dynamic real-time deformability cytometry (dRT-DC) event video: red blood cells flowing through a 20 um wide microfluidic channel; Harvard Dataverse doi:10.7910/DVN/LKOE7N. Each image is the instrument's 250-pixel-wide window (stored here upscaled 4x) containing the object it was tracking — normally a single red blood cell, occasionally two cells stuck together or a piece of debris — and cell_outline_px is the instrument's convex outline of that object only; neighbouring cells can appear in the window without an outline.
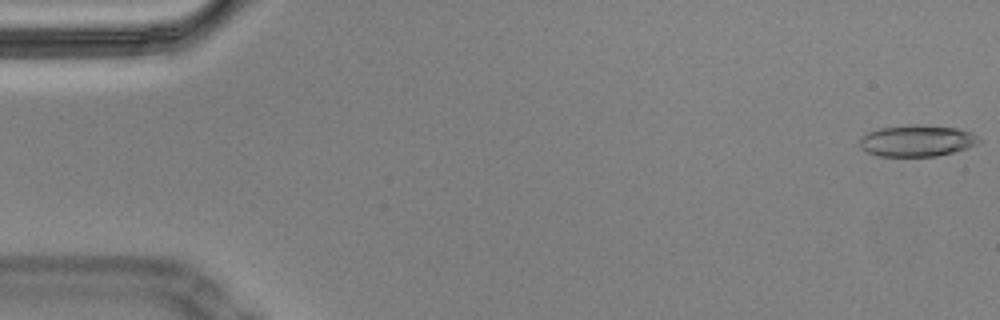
{"species": "Egyptian fruit bat (a non-hibernating species)", "species_latin": "Rousettus aegyptiacus", "temperature_condition": "cold", "stored_images_in_passage": 58, "camera_frame_rate_fps": 3000, "um_per_image_px": 0.085, "animal": {"sex": "male"}, "frame": {"image": 1, "passage_image": 1, "time_ms": 0.0, "image_size_px": [1000, 320], "cell_outline_px": [[980, 140], [976, 144], [968, 148], [936, 156], [880, 156], [868, 152], [860, 148], [860, 136], [868, 132], [880, 128], [908, 124], [912, 124], [956, 128], [972, 132]], "centroid_in_image_um": [77.91, 11.96], "position_along_channel_um": 7.1, "area_um2": 21.79}}
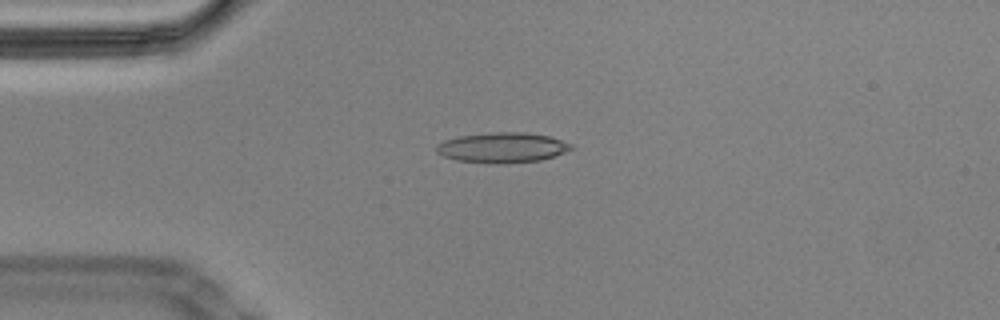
{"frame": {"image": 2, "passage_image": 14, "time_ms": 4.333, "image_size_px": [1000, 320], "cell_outline_px": [[572, 148], [564, 152], [540, 160], [500, 164], [456, 160], [444, 156], [436, 152], [436, 144], [444, 140], [460, 136], [492, 132], [528, 132], [552, 136], [572, 144]], "centroid_in_image_um": [42.69, 12.53], "position_along_channel_um": 42.3, "area_um2": 23.7}}
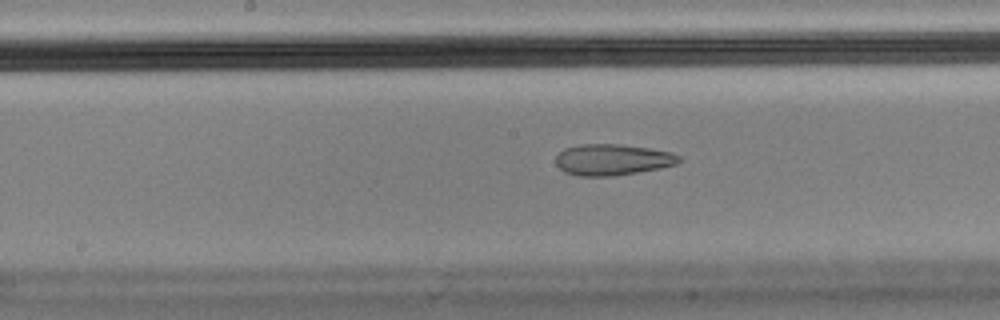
{"frame": {"image": 3, "passage_image": 29, "time_ms": 9.333, "image_size_px": [1000, 320], "cell_outline_px": [[680, 160], [676, 164], [660, 168], [616, 176], [580, 176], [564, 172], [556, 164], [556, 156], [564, 148], [580, 144], [620, 144], [648, 148], [672, 152], [680, 156]], "centroid_in_image_um": [52.05, 13.57], "position_along_channel_um": 196.2, "area_um2": 22.43}, "authors_computed_cell_mechanics": {"area_um2": 22.8021, "velocity_mm_per_s": 3.463, "shape_relaxation_time_tau1_ms": null, "shape_relaxation_time_tau2_ms": 2.5465, "deformation_change_tau1": null, "deformation_change_tau2": 0.0917}}